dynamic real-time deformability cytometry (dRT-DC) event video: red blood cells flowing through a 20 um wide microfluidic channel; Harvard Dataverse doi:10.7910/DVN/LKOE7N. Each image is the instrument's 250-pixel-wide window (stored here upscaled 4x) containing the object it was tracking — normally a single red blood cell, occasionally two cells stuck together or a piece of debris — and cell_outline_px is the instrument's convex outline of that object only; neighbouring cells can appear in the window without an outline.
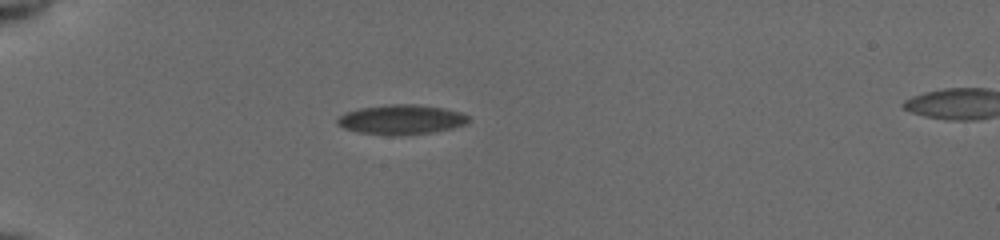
{"species": "common noctule bat (a hibernating species)", "species_latin": "Nyctalus noctula", "temperature_condition": "cold", "stored_images_in_passage": 39, "camera_frame_rate_fps": 3000, "um_per_image_px": 0.085, "animal": {"sex": "female", "body_mass_g": 19.5, "forearm_length_mm": 54.1}, "frame": {"image": 1, "passage_image": 1, "time_ms": 0.0, "image_size_px": [1000, 240], "cell_outline_px": [[468, 120], [464, 124], [452, 128], [432, 132], [392, 136], [360, 132], [344, 128], [336, 124], [336, 120], [340, 116], [348, 112], [360, 108], [388, 104], [416, 104], [440, 108], [460, 112], [468, 116]], "centroid_in_image_um": [34.07, 10.16], "position_along_channel_um": 50.9, "area_um2": 22.37}}
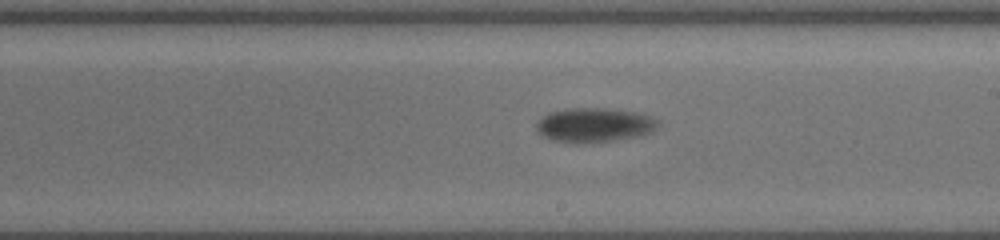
{"frame": {"image": 2, "passage_image": 18, "time_ms": 5.667, "image_size_px": [1000, 240], "cell_outline_px": [[656, 124], [652, 132], [640, 136], [576, 144], [552, 140], [544, 136], [536, 128], [536, 124], [544, 116], [552, 112], [576, 108], [604, 108], [636, 112], [648, 116], [656, 120]], "centroid_in_image_um": [50.49, 10.63], "position_along_channel_um": 238.5, "area_um2": 23.7}}
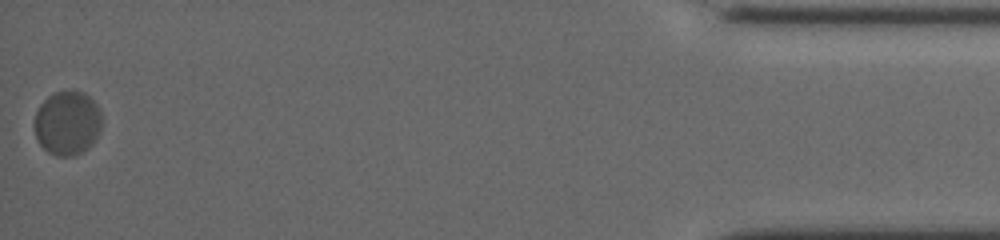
{"frame": {"image": 3, "passage_image": 39, "time_ms": 12.667, "image_size_px": [1000, 240], "cell_outline_px": [[100, 132], [92, 144], [88, 148], [72, 156], [56, 156], [48, 152], [36, 140], [36, 112], [40, 104], [48, 96], [56, 92], [84, 92], [96, 104], [100, 112]], "centroid_in_image_um": [5.72, 10.48], "position_along_channel_um": 429.5, "area_um2": 24.8}, "authors_computed_cell_mechanics": {"area_um2": 23.698, "velocity_mm_per_s": 3.8225, "shape_relaxation_time_tau1_ms": 4.1616, "shape_relaxation_time_tau2_ms": null, "deformation_change_tau1": 0.1033, "deformation_change_tau2": null}}